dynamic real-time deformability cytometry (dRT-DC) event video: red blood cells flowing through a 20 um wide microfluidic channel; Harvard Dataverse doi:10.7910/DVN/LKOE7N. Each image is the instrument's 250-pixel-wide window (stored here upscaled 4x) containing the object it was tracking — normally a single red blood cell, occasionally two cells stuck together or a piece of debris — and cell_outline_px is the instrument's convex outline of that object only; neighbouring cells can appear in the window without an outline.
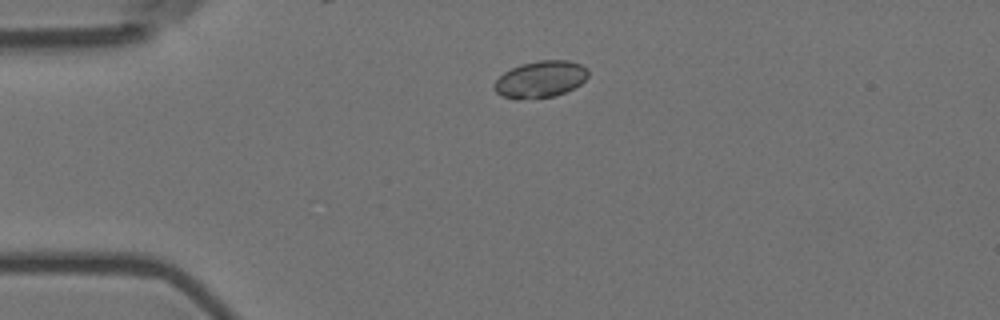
{"species": "Egyptian fruit bat (a non-hibernating species)", "species_latin": "Rousettus aegyptiacus", "temperature_condition": "room temperature", "stored_images_in_passage": 9, "camera_frame_rate_fps": 3000, "um_per_image_px": 0.085, "animal": {"sex": "female"}, "frame": {"image": 1, "passage_image": 3, "time_ms": 0.667, "image_size_px": [1000, 320], "cell_outline_px": [[588, 76], [580, 84], [556, 96], [520, 100], [516, 100], [500, 96], [492, 88], [492, 84], [504, 72], [520, 64], [540, 60], [568, 60], [580, 64], [588, 68]], "centroid_in_image_um": [45.89, 6.75], "position_along_channel_um": 39.1, "area_um2": 20.35}}
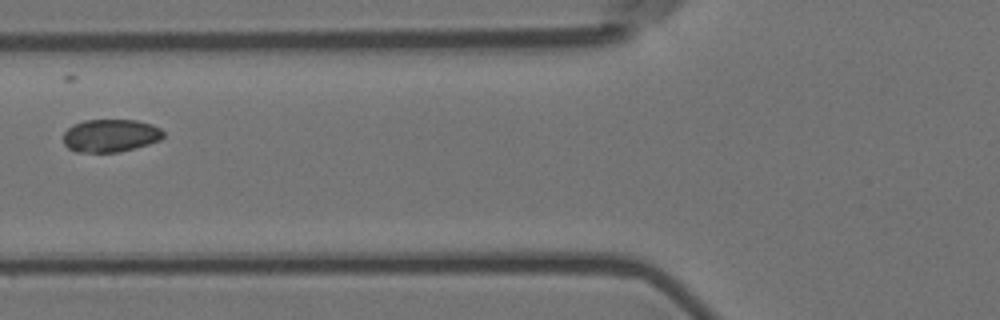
{"frame": {"image": 2, "passage_image": 5, "time_ms": 1.333, "image_size_px": [1000, 320], "cell_outline_px": [[164, 136], [160, 140], [136, 148], [120, 152], [76, 152], [68, 148], [64, 144], [64, 132], [72, 124], [84, 120], [136, 120], [152, 124], [160, 128], [164, 132]], "centroid_in_image_um": [9.39, 11.52], "position_along_channel_um": 116.4, "area_um2": 19.31}}
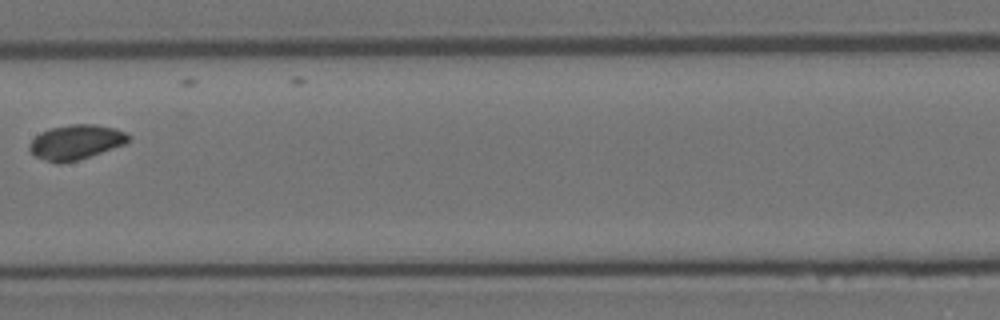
{"frame": {"image": 3, "passage_image": 7, "time_ms": 2.0, "image_size_px": [1000, 320], "cell_outline_px": [[132, 136], [124, 144], [76, 160], [60, 164], [56, 164], [44, 160], [36, 156], [28, 148], [32, 140], [40, 132], [52, 128], [72, 124], [92, 124], [116, 128], [128, 132]], "centroid_in_image_um": [6.46, 12.07], "position_along_channel_um": 200.9, "area_um2": 19.83}}